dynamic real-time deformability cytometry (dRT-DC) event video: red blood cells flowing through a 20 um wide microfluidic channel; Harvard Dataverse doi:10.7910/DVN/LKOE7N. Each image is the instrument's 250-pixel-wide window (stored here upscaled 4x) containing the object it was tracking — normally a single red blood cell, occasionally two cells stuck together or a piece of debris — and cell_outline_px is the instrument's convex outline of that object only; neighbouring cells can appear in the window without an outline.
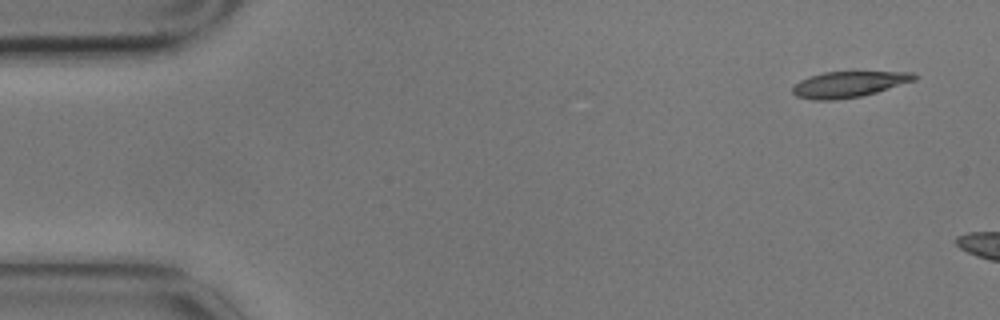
{"species": "common noctule bat (a hibernating species)", "species_latin": "Nyctalus noctula", "temperature_condition": "cold", "stored_images_in_passage": 8, "camera_frame_rate_fps": 3000, "um_per_image_px": 0.085, "animal": {"sex": "male", "body_mass_g": 17.9}, "frame": {"image": 1, "passage_image": 1, "time_ms": 0.0, "image_size_px": [1000, 320], "cell_outline_px": [[916, 80], [876, 92], [860, 96], [832, 100], [816, 100], [796, 96], [792, 92], [792, 84], [808, 76], [824, 72], [912, 72], [916, 76]], "centroid_in_image_um": [72.09, 7.16], "position_along_channel_um": 12.9, "area_um2": 18.26}}